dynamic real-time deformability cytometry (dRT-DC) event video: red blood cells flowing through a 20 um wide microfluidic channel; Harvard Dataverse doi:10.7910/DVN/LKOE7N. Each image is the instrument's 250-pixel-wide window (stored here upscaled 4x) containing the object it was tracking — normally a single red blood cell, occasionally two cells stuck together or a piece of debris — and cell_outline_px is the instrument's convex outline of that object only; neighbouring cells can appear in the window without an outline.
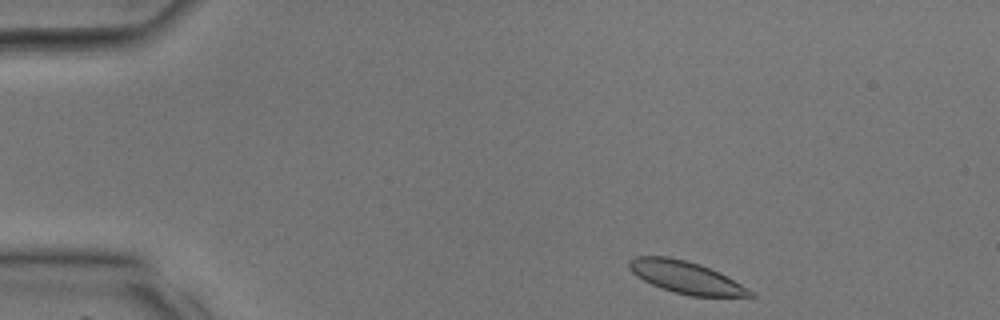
{"species": "common noctule bat (a hibernating species)", "species_latin": "Nyctalus noctula", "temperature_condition": "room temperature", "stored_images_in_passage": 32, "camera_frame_rate_fps": 3000, "um_per_image_px": 0.085, "animal": {"sex": "male", "body_mass_g": 17.9, "forearm_length_mm": 54.2}, "frame": {"image": 1, "passage_image": 1, "time_ms": 0.0, "image_size_px": [1000, 320], "cell_outline_px": [[756, 296], [692, 296], [676, 292], [652, 284], [636, 276], [628, 268], [628, 260], [636, 256], [668, 256], [700, 264], [720, 272], [748, 288]], "centroid_in_image_um": [58.28, 23.55], "position_along_channel_um": 26.7, "area_um2": 22.43}}
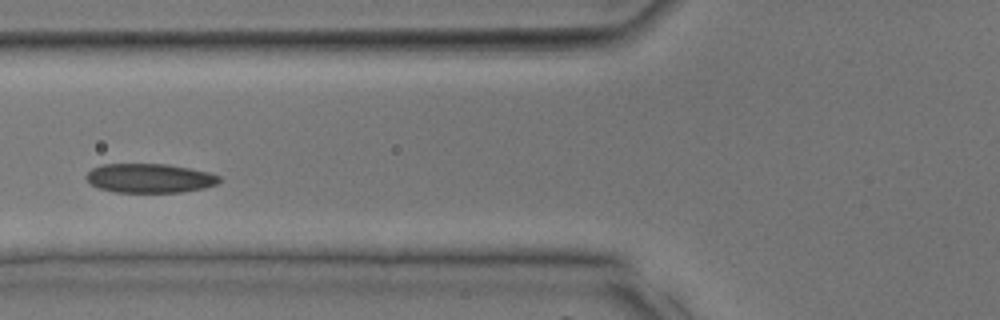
{"frame": {"image": 2, "passage_image": 10, "time_ms": 3.0, "image_size_px": [1000, 320], "cell_outline_px": [[220, 180], [216, 184], [204, 188], [184, 192], [112, 192], [100, 188], [92, 184], [84, 176], [92, 168], [100, 164], [168, 164], [208, 172], [220, 176]], "centroid_in_image_um": [12.71, 15.14], "position_along_channel_um": 113.1, "area_um2": 22.6}}
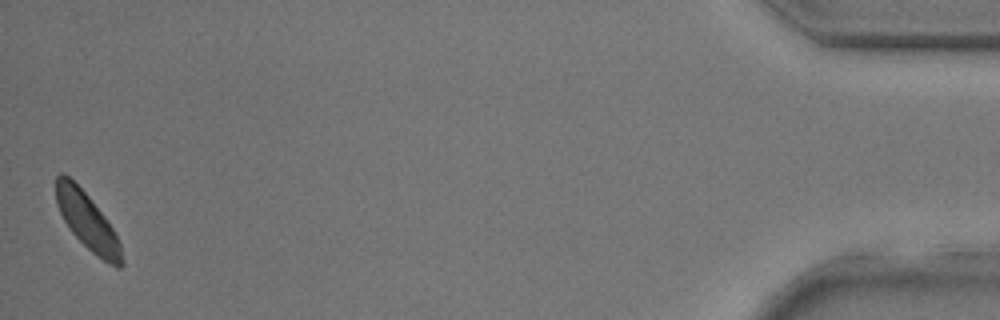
{"frame": {"image": 3, "passage_image": 32, "time_ms": 10.333, "image_size_px": [1000, 320], "cell_outline_px": [[124, 264], [120, 268], [116, 268], [108, 264], [92, 252], [72, 232], [64, 220], [56, 204], [56, 176], [60, 172], [64, 172], [88, 196], [104, 216], [112, 228], [120, 244], [124, 260]], "centroid_in_image_um": [7.43, 18.83], "position_along_channel_um": 427.8, "area_um2": 21.44}}